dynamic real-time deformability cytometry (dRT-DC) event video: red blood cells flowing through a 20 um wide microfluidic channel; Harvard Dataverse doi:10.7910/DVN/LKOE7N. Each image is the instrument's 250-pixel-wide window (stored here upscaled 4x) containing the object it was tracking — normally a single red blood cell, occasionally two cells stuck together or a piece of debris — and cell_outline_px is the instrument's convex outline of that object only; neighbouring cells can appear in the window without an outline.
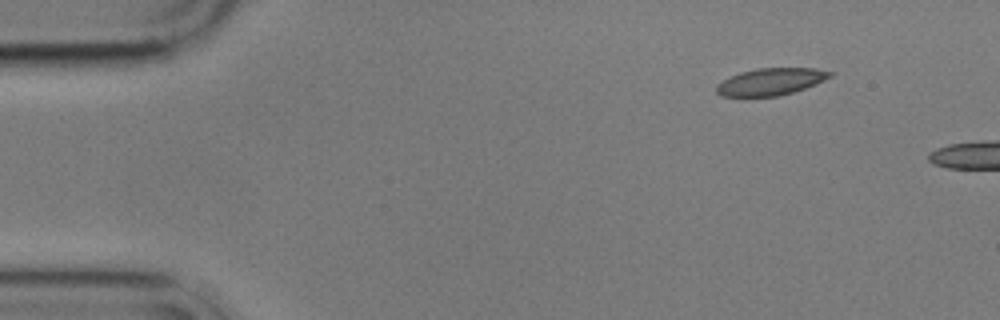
{"species": "common noctule bat (a hibernating species)", "species_latin": "Nyctalus noctula", "temperature_condition": "cold", "stored_images_in_passage": 8, "camera_frame_rate_fps": 3000, "um_per_image_px": 0.085, "animal": {"sex": "male", "body_mass_g": 17.9}, "frame": {"image": 1, "passage_image": 1, "time_ms": 0.0, "image_size_px": [1000, 320], "cell_outline_px": [[832, 76], [816, 84], [792, 92], [776, 96], [720, 96], [716, 92], [716, 84], [740, 72], [756, 68], [816, 68], [832, 72]], "centroid_in_image_um": [65.51, 6.93], "position_along_channel_um": 19.5, "area_um2": 17.74}}